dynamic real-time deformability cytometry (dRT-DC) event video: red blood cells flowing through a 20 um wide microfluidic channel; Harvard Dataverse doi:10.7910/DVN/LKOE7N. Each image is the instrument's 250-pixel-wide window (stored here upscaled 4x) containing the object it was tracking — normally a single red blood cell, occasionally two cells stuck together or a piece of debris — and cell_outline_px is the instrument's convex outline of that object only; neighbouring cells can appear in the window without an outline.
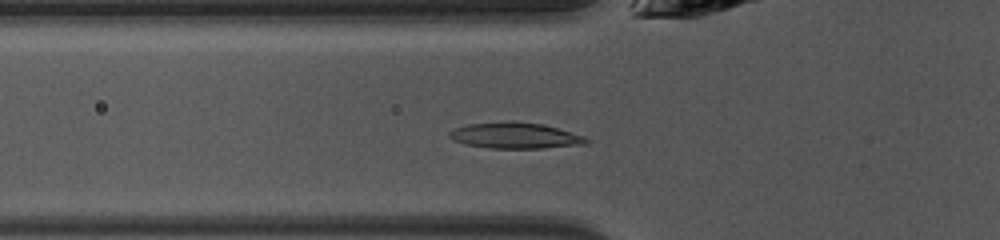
{"species": "common noctule bat (a hibernating species)", "species_latin": "Nyctalus noctula", "temperature_condition": "warm", "stored_images_in_passage": 36, "camera_frame_rate_fps": 3000, "um_per_image_px": 0.085, "animal": {"sex": "female", "body_mass_g": 10.0, "forearm_length_mm": 53.1}, "frame": {"image": 1, "passage_image": 4, "time_ms": 1.0, "image_size_px": [1000, 240], "cell_outline_px": [[592, 140], [588, 144], [544, 148], [492, 148], [464, 144], [452, 140], [448, 136], [448, 132], [456, 128], [468, 124], [504, 120], [512, 120], [540, 124], [556, 128], [584, 136]], "centroid_in_image_um": [43.78, 11.52], "position_along_channel_um": 82.0, "area_um2": 20.92}}
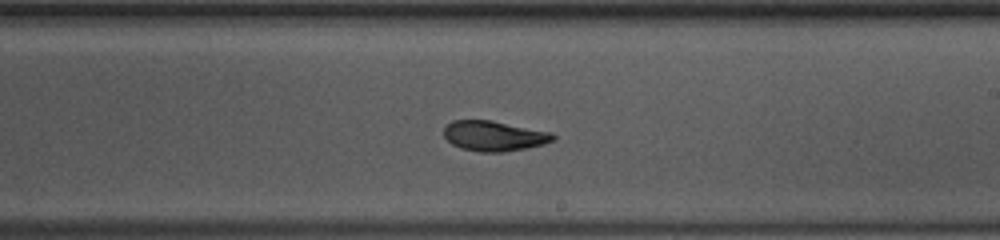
{"frame": {"image": 2, "passage_image": 16, "time_ms": 5.0, "image_size_px": [1000, 240], "cell_outline_px": [[556, 140], [544, 144], [504, 152], [480, 152], [460, 148], [452, 144], [444, 136], [444, 128], [452, 120], [492, 120], [552, 132], [556, 136]], "centroid_in_image_um": [42.01, 11.55], "position_along_channel_um": 247.0, "area_um2": 19.31}}
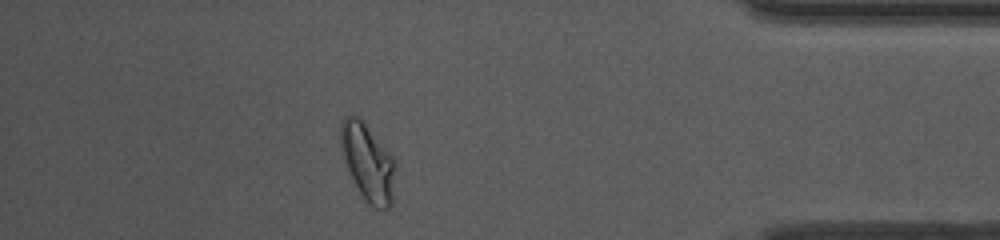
{"frame": {"image": 3, "passage_image": 30, "time_ms": 9.667, "image_size_px": [1000, 240], "cell_outline_px": [[396, 160], [392, 204], [388, 208], [376, 208], [368, 204], [356, 188], [344, 160], [340, 148], [340, 120], [344, 116], [352, 112], [364, 120]], "centroid_in_image_um": [31.25, 13.73], "position_along_channel_um": 404.0, "area_um2": 25.26}}